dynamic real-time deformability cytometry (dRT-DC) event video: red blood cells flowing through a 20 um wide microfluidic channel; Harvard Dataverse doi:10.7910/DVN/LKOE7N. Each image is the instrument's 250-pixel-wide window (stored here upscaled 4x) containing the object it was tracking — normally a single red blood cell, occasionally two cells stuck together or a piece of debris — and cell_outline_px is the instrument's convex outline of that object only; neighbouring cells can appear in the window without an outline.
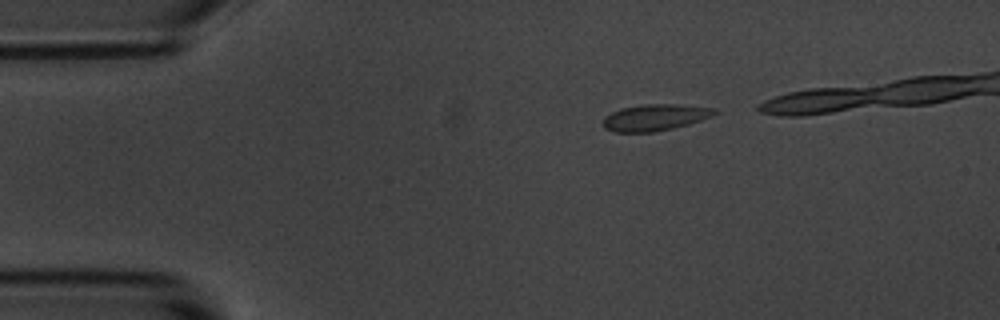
{"species": "common noctule bat (a hibernating species)", "species_latin": "Nyctalus noctula", "temperature_condition": "room temperature", "stored_images_in_passage": 7, "camera_frame_rate_fps": 3000, "um_per_image_px": 0.085, "animal": {"sex": "male", "body_mass_g": 20.1, "forearm_length_mm": 53.5}, "frame": {"image": 1, "passage_image": 1, "time_ms": 0.0, "image_size_px": [1000, 320], "cell_outline_px": [[716, 112], [712, 116], [688, 124], [672, 128], [652, 132], [616, 132], [604, 128], [604, 116], [620, 108], [644, 104], [676, 104], [716, 108]], "centroid_in_image_um": [55.66, 9.97], "position_along_channel_um": 29.3, "area_um2": 17.05}}
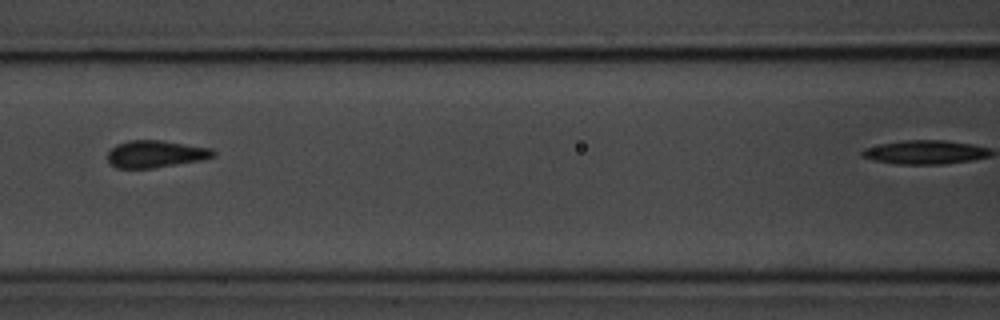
{"frame": {"image": 2, "passage_image": 5, "time_ms": 4.667, "image_size_px": [1000, 320], "cell_outline_px": [[216, 156], [204, 160], [152, 168], [116, 168], [108, 160], [108, 152], [116, 144], [128, 140], [160, 140], [212, 148], [216, 152]], "centroid_in_image_um": [13.26, 13.08], "position_along_channel_um": 153.3, "area_um2": 16.82}}
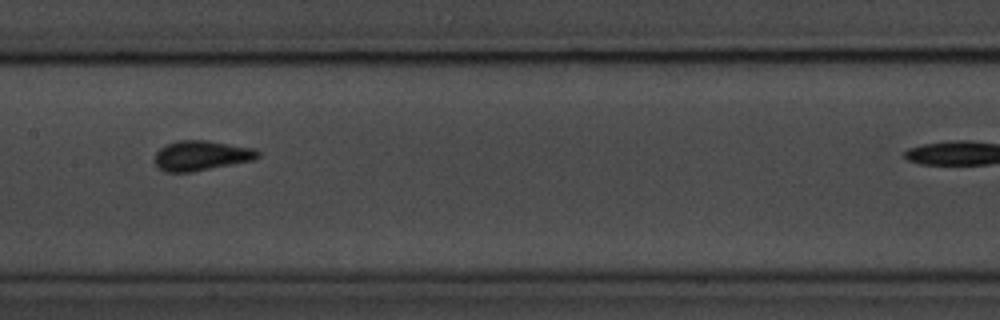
{"frame": {"image": 3, "passage_image": 6, "time_ms": 5.667, "image_size_px": [1000, 320], "cell_outline_px": [[260, 156], [252, 160], [192, 172], [164, 172], [156, 164], [156, 152], [164, 144], [176, 140], [208, 140], [256, 148], [260, 152]], "centroid_in_image_um": [17.12, 13.2], "position_along_channel_um": 190.3, "area_um2": 18.09}}